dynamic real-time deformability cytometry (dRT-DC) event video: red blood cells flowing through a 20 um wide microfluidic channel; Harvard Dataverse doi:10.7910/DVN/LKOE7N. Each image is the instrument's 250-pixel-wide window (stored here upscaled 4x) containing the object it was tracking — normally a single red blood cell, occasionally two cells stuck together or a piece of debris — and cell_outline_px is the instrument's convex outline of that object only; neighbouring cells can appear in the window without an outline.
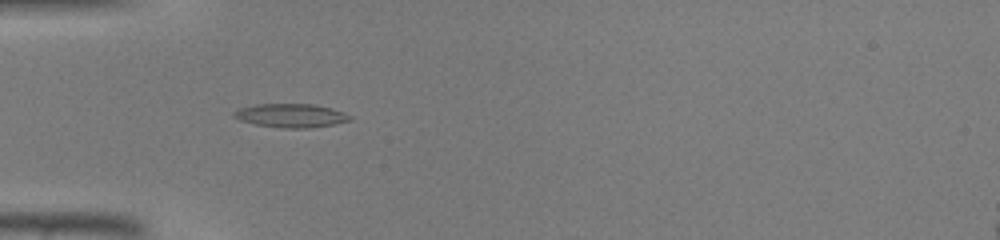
{"species": "common noctule bat (a hibernating species)", "species_latin": "Nyctalus noctula", "temperature_condition": "warm", "stored_images_in_passage": 36, "camera_frame_rate_fps": 3000, "um_per_image_px": 0.085, "animal": {"sex": "male", "body_mass_g": 19.0, "forearm_length_mm": 50.8}, "frame": {"image": 1, "passage_image": 6, "time_ms": 1.667, "image_size_px": [1000, 240], "cell_outline_px": [[352, 120], [332, 124], [308, 128], [284, 128], [256, 124], [240, 120], [232, 116], [232, 112], [240, 108], [256, 104], [312, 104], [332, 108], [344, 112], [352, 116]], "centroid_in_image_um": [24.73, 9.81], "position_along_channel_um": 60.3, "area_um2": 15.95}}
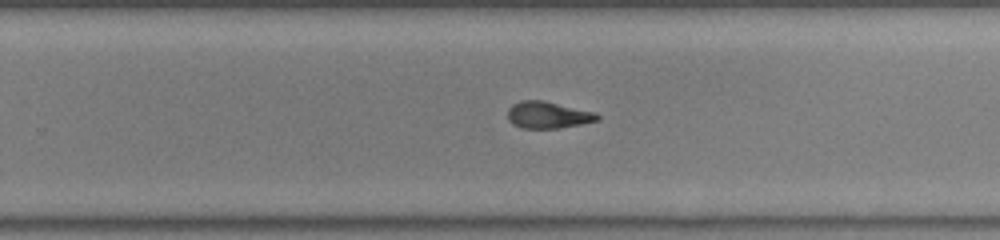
{"frame": {"image": 2, "passage_image": 21, "time_ms": 6.667, "image_size_px": [1000, 240], "cell_outline_px": [[600, 120], [580, 124], [556, 128], [524, 128], [512, 124], [508, 120], [508, 108], [512, 104], [520, 100], [544, 100], [596, 112], [600, 116]], "centroid_in_image_um": [46.58, 9.76], "position_along_channel_um": 283.2, "area_um2": 14.1}}
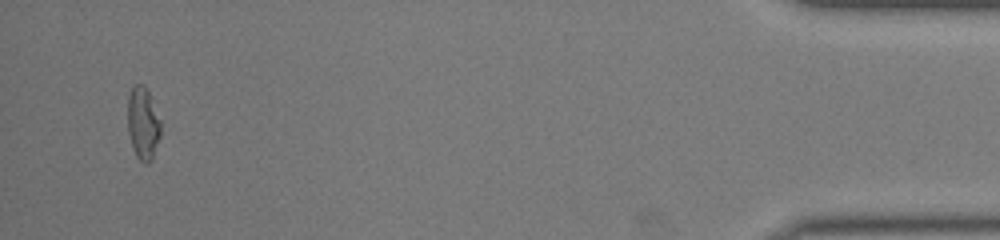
{"frame": {"image": 3, "passage_image": 35, "time_ms": 11.333, "image_size_px": [1000, 240], "cell_outline_px": [[160, 136], [152, 160], [148, 164], [144, 164], [136, 156], [128, 132], [128, 96], [132, 88], [136, 84], [144, 84], [148, 92], [160, 120]], "centroid_in_image_um": [12.15, 10.51], "position_along_channel_um": 423.0, "area_um2": 13.81}}